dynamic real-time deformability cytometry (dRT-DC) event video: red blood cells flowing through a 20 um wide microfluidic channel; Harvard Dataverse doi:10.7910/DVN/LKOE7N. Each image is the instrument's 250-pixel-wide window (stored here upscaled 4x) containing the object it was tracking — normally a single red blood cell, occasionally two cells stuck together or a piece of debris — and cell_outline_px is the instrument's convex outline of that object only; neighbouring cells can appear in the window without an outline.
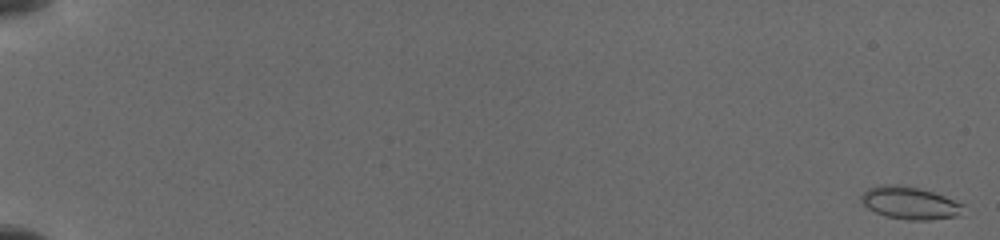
{"species": "common noctule bat (a hibernating species)", "species_latin": "Nyctalus noctula", "temperature_condition": "cold", "stored_images_in_passage": 27, "camera_frame_rate_fps": 3000, "um_per_image_px": 0.085, "animal": {"sex": "female", "body_mass_g": 19.5, "forearm_length_mm": 54.1}, "frame": {"image": 1, "passage_image": 1, "time_ms": 0.0, "image_size_px": [1000, 240], "cell_outline_px": [[964, 204], [956, 216], [932, 220], [908, 220], [884, 216], [868, 208], [860, 200], [860, 196], [868, 188], [884, 184], [896, 184], [920, 188], [944, 196]], "centroid_in_image_um": [77.29, 17.25], "position_along_channel_um": 7.7, "area_um2": 19.19}}
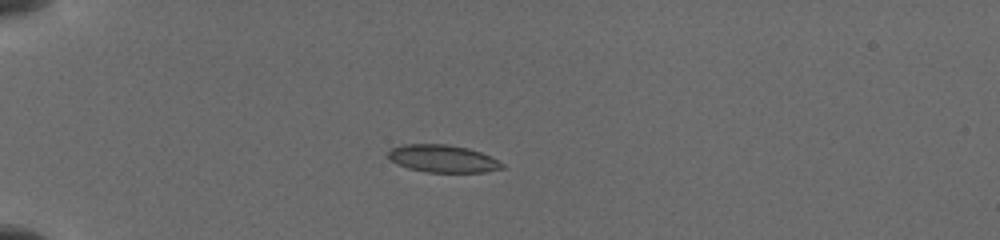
{"frame": {"image": 2, "passage_image": 17, "time_ms": 5.333, "image_size_px": [1000, 240], "cell_outline_px": [[504, 168], [484, 172], [428, 172], [408, 168], [396, 164], [388, 156], [388, 152], [392, 148], [404, 144], [448, 144], [468, 148], [480, 152], [504, 164]], "centroid_in_image_um": [37.62, 13.48], "position_along_channel_um": 47.4, "area_um2": 18.09}}
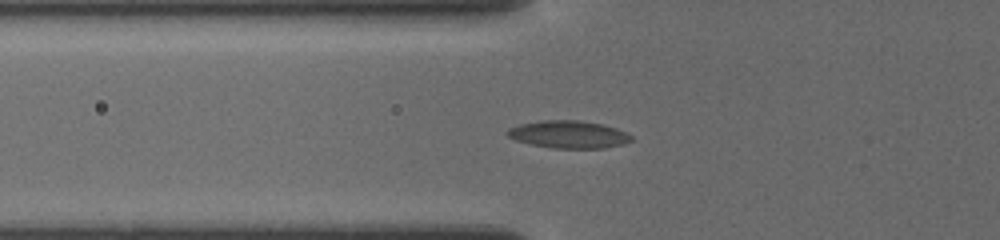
{"frame": {"image": 3, "passage_image": 24, "time_ms": 7.0, "image_size_px": [1000, 240], "cell_outline_px": [[632, 140], [624, 144], [604, 148], [552, 148], [532, 144], [516, 140], [508, 136], [504, 132], [508, 128], [520, 124], [544, 120], [580, 120], [604, 124], [616, 128], [632, 136]], "centroid_in_image_um": [48.33, 11.42], "position_along_channel_um": 77.5, "area_um2": 19.88}}